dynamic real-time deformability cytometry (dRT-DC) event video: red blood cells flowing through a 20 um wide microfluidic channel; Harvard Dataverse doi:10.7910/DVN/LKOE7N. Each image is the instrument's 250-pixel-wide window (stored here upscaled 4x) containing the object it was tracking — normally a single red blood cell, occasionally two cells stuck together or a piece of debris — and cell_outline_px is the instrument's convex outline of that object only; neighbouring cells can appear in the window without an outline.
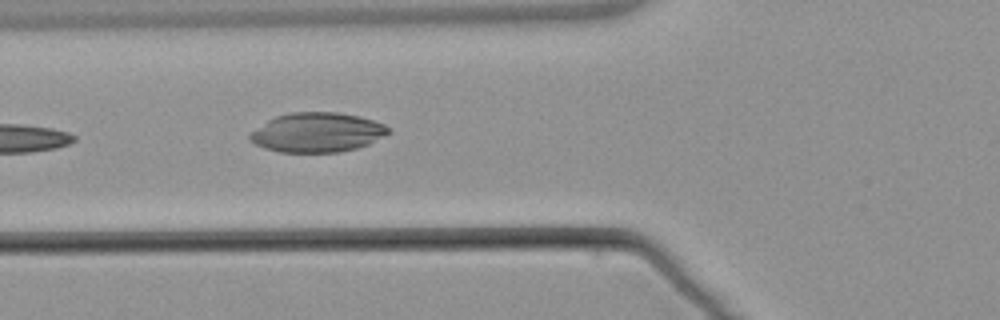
{"species": "common noctule bat (a hibernating species)", "species_latin": "Nyctalus noctula", "temperature_condition": "warm", "stored_images_in_passage": 4, "camera_frame_rate_fps": 3000, "um_per_image_px": 0.085, "animal": {"sex": "male", "body_mass_g": 21.5, "forearm_length_mm": 52.0}, "frame": {"image": 1, "passage_image": 4, "time_ms": 4.0, "image_size_px": [1000, 320], "cell_outline_px": [[392, 132], [368, 144], [356, 148], [340, 152], [280, 152], [264, 148], [248, 140], [248, 136], [252, 132], [268, 120], [276, 116], [292, 112], [336, 112], [360, 116], [384, 124], [392, 128]], "centroid_in_image_um": [26.99, 11.25], "position_along_channel_um": 98.8, "area_um2": 31.91}}